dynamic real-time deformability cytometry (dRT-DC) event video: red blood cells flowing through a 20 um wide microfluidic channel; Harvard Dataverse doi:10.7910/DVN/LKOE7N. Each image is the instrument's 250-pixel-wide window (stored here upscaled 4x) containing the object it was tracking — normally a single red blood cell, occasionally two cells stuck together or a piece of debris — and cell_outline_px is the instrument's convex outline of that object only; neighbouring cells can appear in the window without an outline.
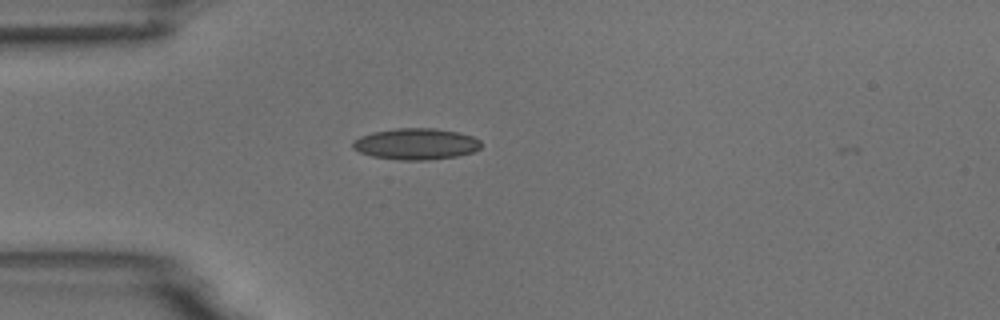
{"species": "common noctule bat (a hibernating species)", "species_latin": "Nyctalus noctula", "temperature_condition": "room temperature", "stored_images_in_passage": 4, "camera_frame_rate_fps": 3000, "um_per_image_px": 0.085, "animal": {"sex": "male", "body_mass_g": 18.8}, "frame": {"image": 1, "passage_image": 3, "time_ms": 3.333, "image_size_px": [1000, 320], "cell_outline_px": [[480, 148], [472, 152], [456, 156], [432, 160], [396, 160], [372, 156], [360, 152], [352, 148], [352, 140], [360, 136], [372, 132], [396, 128], [436, 128], [460, 132], [472, 136], [480, 140]], "centroid_in_image_um": [35.34, 12.23], "position_along_channel_um": 49.7, "area_um2": 23.64}}